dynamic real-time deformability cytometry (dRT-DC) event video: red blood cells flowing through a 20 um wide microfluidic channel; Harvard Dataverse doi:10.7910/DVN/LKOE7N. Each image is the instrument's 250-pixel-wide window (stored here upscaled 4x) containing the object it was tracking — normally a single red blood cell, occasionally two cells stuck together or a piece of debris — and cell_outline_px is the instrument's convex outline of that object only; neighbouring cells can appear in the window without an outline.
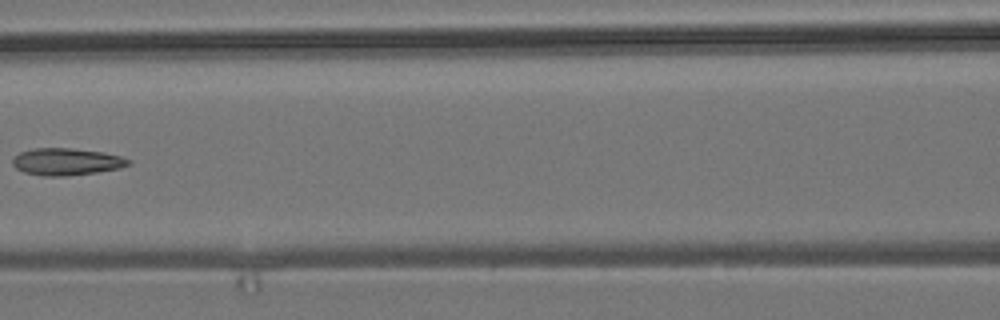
{"species": "common noctule bat (a hibernating species)", "species_latin": "Nyctalus noctula", "temperature_condition": "room temperature", "stored_images_in_passage": 6, "camera_frame_rate_fps": 3000, "um_per_image_px": 0.085, "animal": {"sex": "male", "body_mass_g": 19.2, "forearm_length_mm": 51.8}, "frame": {"image": 1, "passage_image": 5, "time_ms": 5.667, "image_size_px": [1000, 320], "cell_outline_px": [[132, 164], [120, 168], [96, 172], [68, 176], [44, 176], [24, 172], [16, 168], [12, 164], [12, 160], [20, 152], [32, 148], [72, 148], [104, 152], [120, 156], [132, 160]], "centroid_in_image_um": [5.68, 13.74], "position_along_channel_um": 160.9, "area_um2": 18.38}}
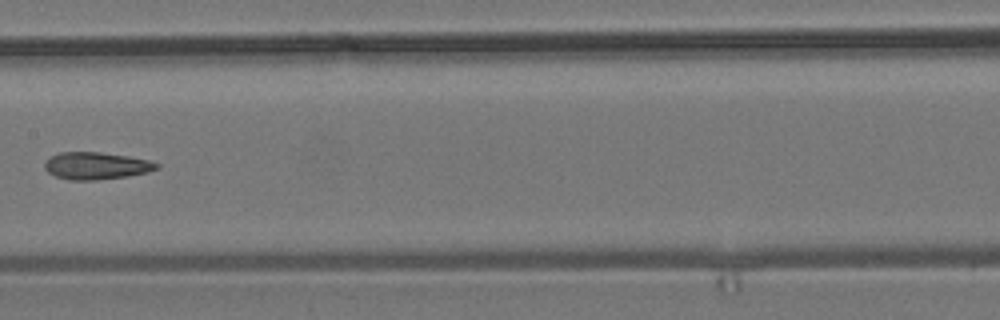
{"frame": {"image": 2, "passage_image": 6, "time_ms": 6.667, "image_size_px": [1000, 320], "cell_outline_px": [[160, 168], [148, 172], [128, 176], [96, 180], [68, 180], [56, 176], [48, 172], [44, 168], [44, 160], [60, 152], [100, 152], [128, 156], [148, 160], [160, 164]], "centroid_in_image_um": [8.18, 14.09], "position_along_channel_um": 199.2, "area_um2": 17.86}}